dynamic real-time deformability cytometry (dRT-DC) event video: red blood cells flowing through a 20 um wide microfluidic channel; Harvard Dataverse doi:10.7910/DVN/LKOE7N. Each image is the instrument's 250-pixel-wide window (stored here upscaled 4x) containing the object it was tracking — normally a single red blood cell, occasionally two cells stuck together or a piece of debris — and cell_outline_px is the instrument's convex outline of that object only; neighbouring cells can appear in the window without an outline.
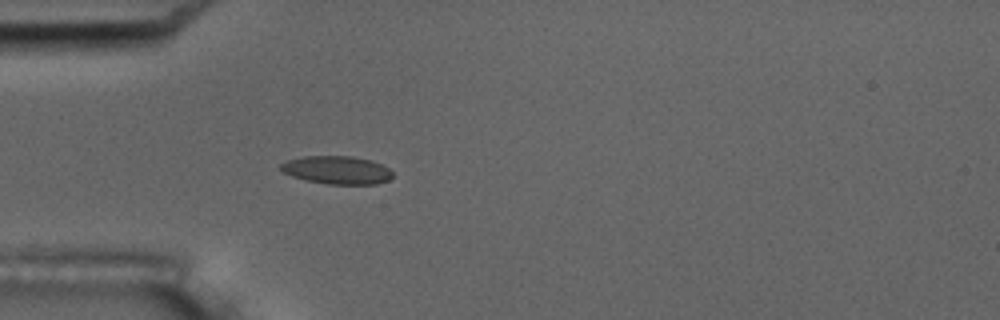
{"species": "common noctule bat (a hibernating species)", "species_latin": "Nyctalus noctula", "temperature_condition": "room temperature", "stored_images_in_passage": 2, "camera_frame_rate_fps": 3000, "um_per_image_px": 0.085, "animal": {"sex": "male", "body_mass_g": 17.5, "forearm_length_mm": 52.3}, "frame": {"image": 1, "passage_image": 2, "time_ms": 1.333, "image_size_px": [1000, 320], "cell_outline_px": [[392, 176], [388, 180], [376, 184], [328, 184], [308, 180], [292, 176], [284, 172], [280, 168], [280, 164], [288, 160], [304, 156], [352, 156], [372, 160], [388, 168], [392, 172]], "centroid_in_image_um": [28.65, 14.44], "position_along_channel_um": 56.3, "area_um2": 18.15}}